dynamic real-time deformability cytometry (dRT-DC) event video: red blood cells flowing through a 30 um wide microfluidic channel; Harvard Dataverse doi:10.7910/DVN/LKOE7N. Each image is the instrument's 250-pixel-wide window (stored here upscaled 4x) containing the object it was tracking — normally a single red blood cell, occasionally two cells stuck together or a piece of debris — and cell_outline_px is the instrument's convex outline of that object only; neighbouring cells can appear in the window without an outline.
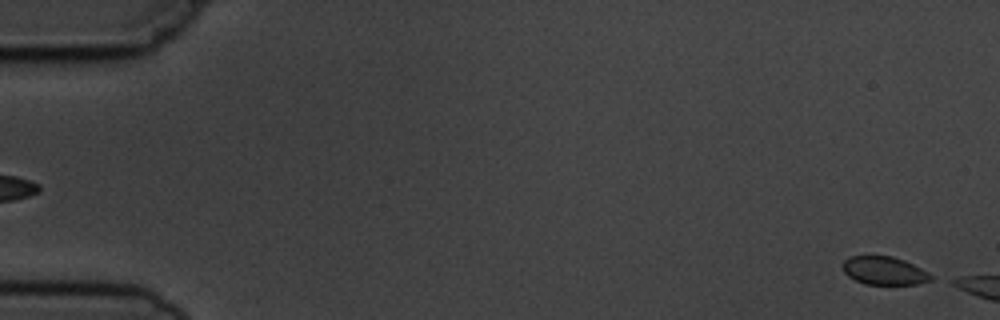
{"species": "common noctule bat (a hibernating species)", "species_latin": "Nyctalus noctula", "temperature_condition": "cold", "stored_images_in_passage": 5, "camera_frame_rate_fps": 3000, "um_per_image_px": 0.085, "animal": {"sex": "male", "body_mass_g": 19.5, "forearm_length_mm": 54.6}, "frame": {"image": 1, "passage_image": 5, "time_ms": 4.667, "image_size_px": [1000, 320], "cell_outline_px": [[932, 280], [916, 284], [864, 284], [848, 276], [844, 272], [840, 264], [844, 260], [852, 256], [892, 256], [904, 260], [928, 272], [932, 276]], "centroid_in_image_um": [75.12, 23.0], "position_along_channel_um": 9.9, "area_um2": 14.45}}